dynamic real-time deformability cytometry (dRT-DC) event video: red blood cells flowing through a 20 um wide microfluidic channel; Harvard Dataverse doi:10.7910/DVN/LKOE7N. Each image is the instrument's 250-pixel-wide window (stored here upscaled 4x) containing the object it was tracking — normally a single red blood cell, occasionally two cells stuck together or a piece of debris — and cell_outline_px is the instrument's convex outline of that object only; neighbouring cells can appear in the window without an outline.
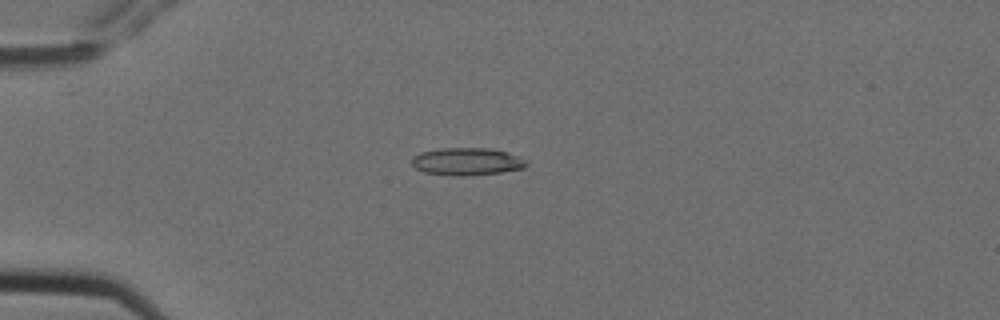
{"species": "Egyptian fruit bat (a non-hibernating species)", "species_latin": "Rousettus aegyptiacus", "temperature_condition": "cold", "stored_images_in_passage": 7, "camera_frame_rate_fps": 3000, "um_per_image_px": 0.085, "animal": {"sex": "female"}, "frame": {"image": 1, "passage_image": 4, "time_ms": 1.0, "image_size_px": [1000, 320], "cell_outline_px": [[528, 164], [524, 168], [500, 172], [468, 176], [456, 176], [424, 172], [416, 168], [412, 164], [412, 156], [420, 152], [440, 148], [492, 148], [508, 152], [520, 156]], "centroid_in_image_um": [39.69, 13.72], "position_along_channel_um": 45.3, "area_um2": 18.5}}
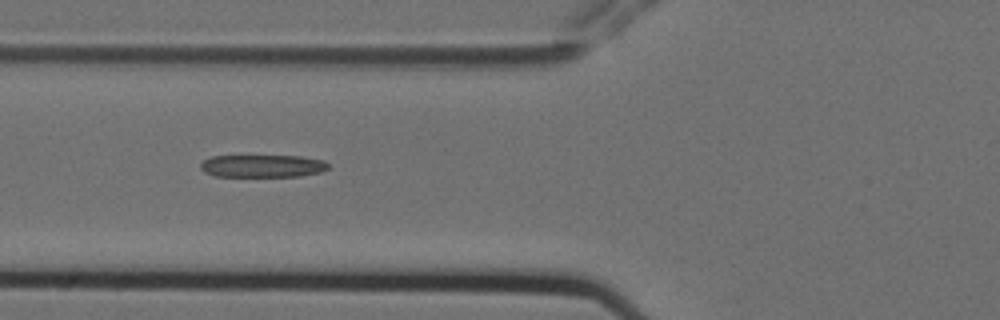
{"frame": {"image": 2, "passage_image": 6, "time_ms": 1.667, "image_size_px": [1000, 320], "cell_outline_px": [[328, 168], [320, 172], [300, 176], [216, 176], [204, 172], [200, 168], [200, 164], [204, 160], [212, 156], [300, 156], [324, 160], [328, 164]], "centroid_in_image_um": [22.31, 14.1], "position_along_channel_um": 103.5, "area_um2": 16.7}}
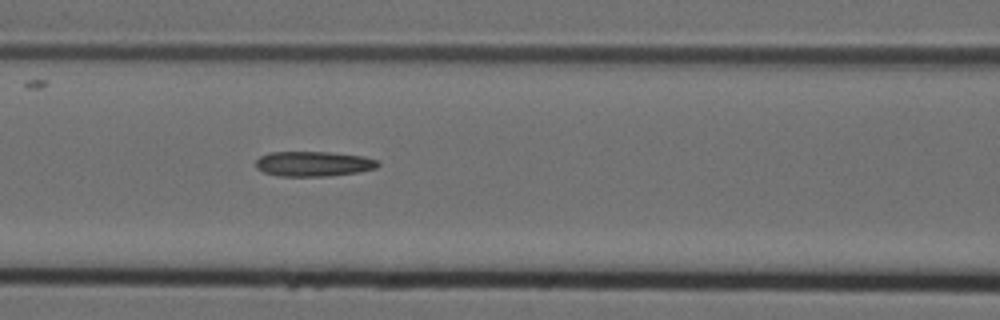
{"frame": {"image": 3, "passage_image": 7, "time_ms": 2.0, "image_size_px": [1000, 320], "cell_outline_px": [[380, 164], [376, 168], [360, 172], [328, 176], [276, 176], [264, 172], [256, 168], [256, 160], [260, 156], [268, 152], [328, 152], [364, 156], [376, 160]], "centroid_in_image_um": [26.63, 13.93], "position_along_channel_um": 140.0, "area_um2": 17.92}}